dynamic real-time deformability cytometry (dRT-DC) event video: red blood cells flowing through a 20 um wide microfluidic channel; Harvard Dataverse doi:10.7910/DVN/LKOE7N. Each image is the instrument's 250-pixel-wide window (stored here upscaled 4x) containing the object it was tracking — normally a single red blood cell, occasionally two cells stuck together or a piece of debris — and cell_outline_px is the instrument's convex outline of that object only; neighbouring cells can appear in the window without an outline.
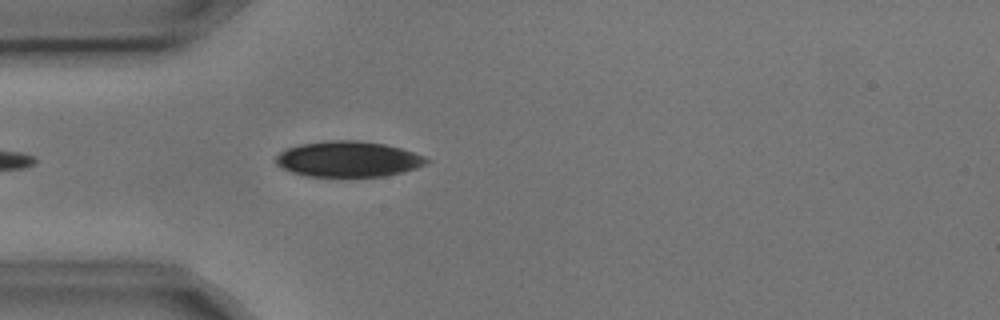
{"species": "common noctule bat (a hibernating species)", "species_latin": "Nyctalus noctula", "temperature_condition": "cold", "stored_images_in_passage": 5, "camera_frame_rate_fps": 3000, "um_per_image_px": 0.085, "animal": {"sex": "male", "body_mass_g": 17.9, "forearm_length_mm": 54.2}, "frame": {"image": 1, "passage_image": 5, "time_ms": 1.333, "image_size_px": [1000, 320], "cell_outline_px": [[432, 160], [416, 168], [384, 176], [308, 176], [292, 172], [276, 164], [276, 156], [280, 152], [288, 148], [300, 144], [332, 140], [360, 140], [384, 144], [400, 148], [424, 156]], "centroid_in_image_um": [29.6, 13.51], "position_along_channel_um": 55.4, "area_um2": 30.98}}